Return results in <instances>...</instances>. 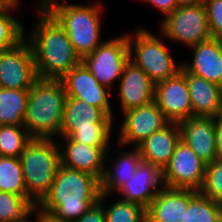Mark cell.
Segmentation results:
<instances>
[{"label":"cell","mask_w":222,"mask_h":222,"mask_svg":"<svg viewBox=\"0 0 222 222\" xmlns=\"http://www.w3.org/2000/svg\"><path fill=\"white\" fill-rule=\"evenodd\" d=\"M134 34V37L127 34L129 60L140 67L155 84L176 75L181 70L182 62L175 63L168 47L161 39L145 28H138Z\"/></svg>","instance_id":"cell-6"},{"label":"cell","mask_w":222,"mask_h":222,"mask_svg":"<svg viewBox=\"0 0 222 222\" xmlns=\"http://www.w3.org/2000/svg\"><path fill=\"white\" fill-rule=\"evenodd\" d=\"M161 32L166 39L188 45L199 44L209 40L212 36L209 31L207 11L203 1L178 6L172 13L163 18Z\"/></svg>","instance_id":"cell-7"},{"label":"cell","mask_w":222,"mask_h":222,"mask_svg":"<svg viewBox=\"0 0 222 222\" xmlns=\"http://www.w3.org/2000/svg\"><path fill=\"white\" fill-rule=\"evenodd\" d=\"M155 102L170 122L179 123L192 117V104L186 80V70L155 84Z\"/></svg>","instance_id":"cell-12"},{"label":"cell","mask_w":222,"mask_h":222,"mask_svg":"<svg viewBox=\"0 0 222 222\" xmlns=\"http://www.w3.org/2000/svg\"><path fill=\"white\" fill-rule=\"evenodd\" d=\"M108 196L110 195L101 193L99 199V203L104 208L106 222H147L146 209L130 201L120 199L112 205L104 207L105 202L103 201Z\"/></svg>","instance_id":"cell-28"},{"label":"cell","mask_w":222,"mask_h":222,"mask_svg":"<svg viewBox=\"0 0 222 222\" xmlns=\"http://www.w3.org/2000/svg\"><path fill=\"white\" fill-rule=\"evenodd\" d=\"M202 0H176L178 6L191 5L201 2Z\"/></svg>","instance_id":"cell-39"},{"label":"cell","mask_w":222,"mask_h":222,"mask_svg":"<svg viewBox=\"0 0 222 222\" xmlns=\"http://www.w3.org/2000/svg\"><path fill=\"white\" fill-rule=\"evenodd\" d=\"M194 51L191 63H182L189 73L202 77L222 87V50L216 38L190 47Z\"/></svg>","instance_id":"cell-22"},{"label":"cell","mask_w":222,"mask_h":222,"mask_svg":"<svg viewBox=\"0 0 222 222\" xmlns=\"http://www.w3.org/2000/svg\"><path fill=\"white\" fill-rule=\"evenodd\" d=\"M10 3H20L19 0H8Z\"/></svg>","instance_id":"cell-42"},{"label":"cell","mask_w":222,"mask_h":222,"mask_svg":"<svg viewBox=\"0 0 222 222\" xmlns=\"http://www.w3.org/2000/svg\"><path fill=\"white\" fill-rule=\"evenodd\" d=\"M66 137L86 145L100 146L108 153L111 129L71 130Z\"/></svg>","instance_id":"cell-32"},{"label":"cell","mask_w":222,"mask_h":222,"mask_svg":"<svg viewBox=\"0 0 222 222\" xmlns=\"http://www.w3.org/2000/svg\"><path fill=\"white\" fill-rule=\"evenodd\" d=\"M74 222H106L104 208L98 202Z\"/></svg>","instance_id":"cell-34"},{"label":"cell","mask_w":222,"mask_h":222,"mask_svg":"<svg viewBox=\"0 0 222 222\" xmlns=\"http://www.w3.org/2000/svg\"><path fill=\"white\" fill-rule=\"evenodd\" d=\"M19 3H9L0 10V51L9 49L25 37L23 24L10 13Z\"/></svg>","instance_id":"cell-30"},{"label":"cell","mask_w":222,"mask_h":222,"mask_svg":"<svg viewBox=\"0 0 222 222\" xmlns=\"http://www.w3.org/2000/svg\"><path fill=\"white\" fill-rule=\"evenodd\" d=\"M29 90L0 88V124L23 126Z\"/></svg>","instance_id":"cell-24"},{"label":"cell","mask_w":222,"mask_h":222,"mask_svg":"<svg viewBox=\"0 0 222 222\" xmlns=\"http://www.w3.org/2000/svg\"><path fill=\"white\" fill-rule=\"evenodd\" d=\"M199 192L222 204V158L206 165L205 178Z\"/></svg>","instance_id":"cell-31"},{"label":"cell","mask_w":222,"mask_h":222,"mask_svg":"<svg viewBox=\"0 0 222 222\" xmlns=\"http://www.w3.org/2000/svg\"><path fill=\"white\" fill-rule=\"evenodd\" d=\"M187 222H222V204L190 190Z\"/></svg>","instance_id":"cell-26"},{"label":"cell","mask_w":222,"mask_h":222,"mask_svg":"<svg viewBox=\"0 0 222 222\" xmlns=\"http://www.w3.org/2000/svg\"><path fill=\"white\" fill-rule=\"evenodd\" d=\"M66 99L60 79L36 80L29 89L23 121V126L32 138L54 139L60 135Z\"/></svg>","instance_id":"cell-3"},{"label":"cell","mask_w":222,"mask_h":222,"mask_svg":"<svg viewBox=\"0 0 222 222\" xmlns=\"http://www.w3.org/2000/svg\"><path fill=\"white\" fill-rule=\"evenodd\" d=\"M215 117H190L180 121L181 140L206 164L217 157Z\"/></svg>","instance_id":"cell-15"},{"label":"cell","mask_w":222,"mask_h":222,"mask_svg":"<svg viewBox=\"0 0 222 222\" xmlns=\"http://www.w3.org/2000/svg\"><path fill=\"white\" fill-rule=\"evenodd\" d=\"M9 3L8 0H0V10L4 9Z\"/></svg>","instance_id":"cell-40"},{"label":"cell","mask_w":222,"mask_h":222,"mask_svg":"<svg viewBox=\"0 0 222 222\" xmlns=\"http://www.w3.org/2000/svg\"><path fill=\"white\" fill-rule=\"evenodd\" d=\"M216 40L218 41L220 48L222 50V34L216 37Z\"/></svg>","instance_id":"cell-41"},{"label":"cell","mask_w":222,"mask_h":222,"mask_svg":"<svg viewBox=\"0 0 222 222\" xmlns=\"http://www.w3.org/2000/svg\"><path fill=\"white\" fill-rule=\"evenodd\" d=\"M67 98H76L87 104L102 109L113 117L109 96L111 91L101 85L87 67L81 62L60 79Z\"/></svg>","instance_id":"cell-13"},{"label":"cell","mask_w":222,"mask_h":222,"mask_svg":"<svg viewBox=\"0 0 222 222\" xmlns=\"http://www.w3.org/2000/svg\"><path fill=\"white\" fill-rule=\"evenodd\" d=\"M101 4L78 5L55 3L47 11L66 30L76 54L82 60L100 43Z\"/></svg>","instance_id":"cell-5"},{"label":"cell","mask_w":222,"mask_h":222,"mask_svg":"<svg viewBox=\"0 0 222 222\" xmlns=\"http://www.w3.org/2000/svg\"><path fill=\"white\" fill-rule=\"evenodd\" d=\"M36 208L27 196L0 191V222H29Z\"/></svg>","instance_id":"cell-25"},{"label":"cell","mask_w":222,"mask_h":222,"mask_svg":"<svg viewBox=\"0 0 222 222\" xmlns=\"http://www.w3.org/2000/svg\"><path fill=\"white\" fill-rule=\"evenodd\" d=\"M101 193L97 177L60 165L50 191L37 209L56 220L74 222L99 202Z\"/></svg>","instance_id":"cell-1"},{"label":"cell","mask_w":222,"mask_h":222,"mask_svg":"<svg viewBox=\"0 0 222 222\" xmlns=\"http://www.w3.org/2000/svg\"><path fill=\"white\" fill-rule=\"evenodd\" d=\"M40 3L36 10H47L49 7L57 3V0H39Z\"/></svg>","instance_id":"cell-38"},{"label":"cell","mask_w":222,"mask_h":222,"mask_svg":"<svg viewBox=\"0 0 222 222\" xmlns=\"http://www.w3.org/2000/svg\"><path fill=\"white\" fill-rule=\"evenodd\" d=\"M180 140L179 124L170 122L163 129L151 134L136 148L142 161L156 165L163 170L169 163Z\"/></svg>","instance_id":"cell-20"},{"label":"cell","mask_w":222,"mask_h":222,"mask_svg":"<svg viewBox=\"0 0 222 222\" xmlns=\"http://www.w3.org/2000/svg\"><path fill=\"white\" fill-rule=\"evenodd\" d=\"M216 147L217 157L222 158V115L216 120Z\"/></svg>","instance_id":"cell-36"},{"label":"cell","mask_w":222,"mask_h":222,"mask_svg":"<svg viewBox=\"0 0 222 222\" xmlns=\"http://www.w3.org/2000/svg\"><path fill=\"white\" fill-rule=\"evenodd\" d=\"M120 156L115 160H111V167H105L103 177L101 179V192L109 195L117 192V190L131 179L135 173L139 163L142 161L141 155L136 147L133 150L120 152ZM114 170V171H113Z\"/></svg>","instance_id":"cell-23"},{"label":"cell","mask_w":222,"mask_h":222,"mask_svg":"<svg viewBox=\"0 0 222 222\" xmlns=\"http://www.w3.org/2000/svg\"><path fill=\"white\" fill-rule=\"evenodd\" d=\"M129 55L126 34L101 42L81 62L101 85L111 90L114 82L120 80L124 66L129 61Z\"/></svg>","instance_id":"cell-8"},{"label":"cell","mask_w":222,"mask_h":222,"mask_svg":"<svg viewBox=\"0 0 222 222\" xmlns=\"http://www.w3.org/2000/svg\"><path fill=\"white\" fill-rule=\"evenodd\" d=\"M206 163L182 140L176 146L163 171L164 186L199 192L206 172Z\"/></svg>","instance_id":"cell-9"},{"label":"cell","mask_w":222,"mask_h":222,"mask_svg":"<svg viewBox=\"0 0 222 222\" xmlns=\"http://www.w3.org/2000/svg\"><path fill=\"white\" fill-rule=\"evenodd\" d=\"M154 5L155 8L160 10L165 16L172 13L177 7L176 0H139Z\"/></svg>","instance_id":"cell-35"},{"label":"cell","mask_w":222,"mask_h":222,"mask_svg":"<svg viewBox=\"0 0 222 222\" xmlns=\"http://www.w3.org/2000/svg\"><path fill=\"white\" fill-rule=\"evenodd\" d=\"M119 97L122 112L154 101L155 83L132 61H128L119 80Z\"/></svg>","instance_id":"cell-17"},{"label":"cell","mask_w":222,"mask_h":222,"mask_svg":"<svg viewBox=\"0 0 222 222\" xmlns=\"http://www.w3.org/2000/svg\"><path fill=\"white\" fill-rule=\"evenodd\" d=\"M35 211L37 212L36 213L37 217H35L36 218L35 222H65V221L56 220L51 215L43 213L37 208L35 209Z\"/></svg>","instance_id":"cell-37"},{"label":"cell","mask_w":222,"mask_h":222,"mask_svg":"<svg viewBox=\"0 0 222 222\" xmlns=\"http://www.w3.org/2000/svg\"><path fill=\"white\" fill-rule=\"evenodd\" d=\"M0 191L27 196L19 157L0 156Z\"/></svg>","instance_id":"cell-27"},{"label":"cell","mask_w":222,"mask_h":222,"mask_svg":"<svg viewBox=\"0 0 222 222\" xmlns=\"http://www.w3.org/2000/svg\"><path fill=\"white\" fill-rule=\"evenodd\" d=\"M112 118L85 101L67 98L59 136H66L71 130L112 129Z\"/></svg>","instance_id":"cell-18"},{"label":"cell","mask_w":222,"mask_h":222,"mask_svg":"<svg viewBox=\"0 0 222 222\" xmlns=\"http://www.w3.org/2000/svg\"><path fill=\"white\" fill-rule=\"evenodd\" d=\"M207 11L209 31L216 38L222 34V0H202Z\"/></svg>","instance_id":"cell-33"},{"label":"cell","mask_w":222,"mask_h":222,"mask_svg":"<svg viewBox=\"0 0 222 222\" xmlns=\"http://www.w3.org/2000/svg\"><path fill=\"white\" fill-rule=\"evenodd\" d=\"M38 11V23L29 36L36 73L41 79H61L81 63L66 30L47 11Z\"/></svg>","instance_id":"cell-2"},{"label":"cell","mask_w":222,"mask_h":222,"mask_svg":"<svg viewBox=\"0 0 222 222\" xmlns=\"http://www.w3.org/2000/svg\"><path fill=\"white\" fill-rule=\"evenodd\" d=\"M186 80L192 104V117L222 115V87L186 71Z\"/></svg>","instance_id":"cell-21"},{"label":"cell","mask_w":222,"mask_h":222,"mask_svg":"<svg viewBox=\"0 0 222 222\" xmlns=\"http://www.w3.org/2000/svg\"><path fill=\"white\" fill-rule=\"evenodd\" d=\"M25 37L0 51V88L29 90L38 79L33 52Z\"/></svg>","instance_id":"cell-10"},{"label":"cell","mask_w":222,"mask_h":222,"mask_svg":"<svg viewBox=\"0 0 222 222\" xmlns=\"http://www.w3.org/2000/svg\"><path fill=\"white\" fill-rule=\"evenodd\" d=\"M190 190L164 187L146 209L147 222H187Z\"/></svg>","instance_id":"cell-19"},{"label":"cell","mask_w":222,"mask_h":222,"mask_svg":"<svg viewBox=\"0 0 222 222\" xmlns=\"http://www.w3.org/2000/svg\"><path fill=\"white\" fill-rule=\"evenodd\" d=\"M62 138L66 143L61 145L58 142L61 165L89 173L101 181L106 166L104 161H109L107 152L100 146L79 143L66 136H61Z\"/></svg>","instance_id":"cell-16"},{"label":"cell","mask_w":222,"mask_h":222,"mask_svg":"<svg viewBox=\"0 0 222 222\" xmlns=\"http://www.w3.org/2000/svg\"><path fill=\"white\" fill-rule=\"evenodd\" d=\"M32 139L24 126L2 125L0 156L19 157Z\"/></svg>","instance_id":"cell-29"},{"label":"cell","mask_w":222,"mask_h":222,"mask_svg":"<svg viewBox=\"0 0 222 222\" xmlns=\"http://www.w3.org/2000/svg\"><path fill=\"white\" fill-rule=\"evenodd\" d=\"M118 145L136 144L137 147L151 134L163 129L170 121L154 101L123 113Z\"/></svg>","instance_id":"cell-11"},{"label":"cell","mask_w":222,"mask_h":222,"mask_svg":"<svg viewBox=\"0 0 222 222\" xmlns=\"http://www.w3.org/2000/svg\"><path fill=\"white\" fill-rule=\"evenodd\" d=\"M33 138L19 156L27 197L36 206L48 194L61 165L58 141Z\"/></svg>","instance_id":"cell-4"},{"label":"cell","mask_w":222,"mask_h":222,"mask_svg":"<svg viewBox=\"0 0 222 222\" xmlns=\"http://www.w3.org/2000/svg\"><path fill=\"white\" fill-rule=\"evenodd\" d=\"M164 187L162 169L151 163L141 161L131 179L117 191L123 195L121 199L147 209L156 194Z\"/></svg>","instance_id":"cell-14"}]
</instances>
